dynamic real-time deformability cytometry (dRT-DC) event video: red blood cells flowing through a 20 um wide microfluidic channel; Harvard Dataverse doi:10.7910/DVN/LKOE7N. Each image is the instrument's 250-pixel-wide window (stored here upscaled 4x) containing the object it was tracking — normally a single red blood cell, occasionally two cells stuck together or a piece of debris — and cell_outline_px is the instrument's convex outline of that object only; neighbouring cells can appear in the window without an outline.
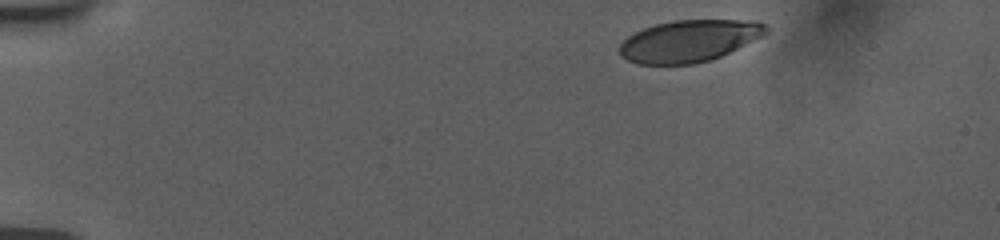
{"species": "human", "species_latin": "Homo sapiens", "temperature_condition": "room temperature", "stored_images_in_passage": 24, "camera_frame_rate_fps": 3000, "um_per_image_px": 0.085, "donor": {"sex": "female"}, "frame": {"image": 1, "passage_image": 1, "time_ms": 0.0, "image_size_px": [1000, 240], "cell_outline_px": [[768, 32], [720, 56], [708, 60], [692, 64], [636, 64], [620, 56], [620, 44], [628, 36], [644, 28], [656, 24], [672, 20], [756, 20], [764, 24], [768, 28]], "centroid_in_image_um": [58.54, 3.47], "position_along_channel_um": 26.5, "area_um2": 35.32}}
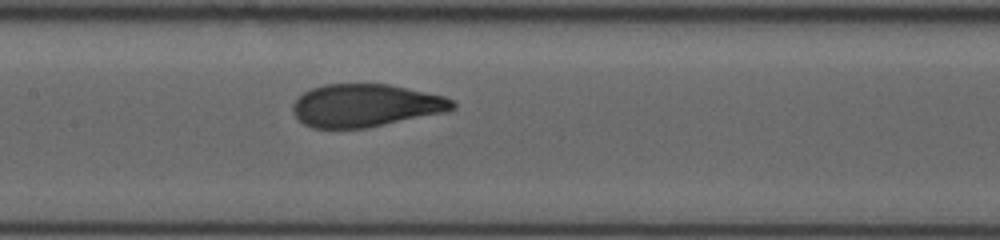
{"frame": {"image": 2, "passage_image": 14, "time_ms": 4.333, "image_size_px": [1000, 240], "cell_outline_px": [[456, 108], [448, 112], [364, 128], [312, 128], [304, 124], [292, 112], [292, 104], [304, 92], [312, 88], [324, 84], [388, 84], [444, 96], [452, 100], [456, 104]], "centroid_in_image_um": [31.08, 8.97], "position_along_channel_um": 176.3, "area_um2": 39.77}}
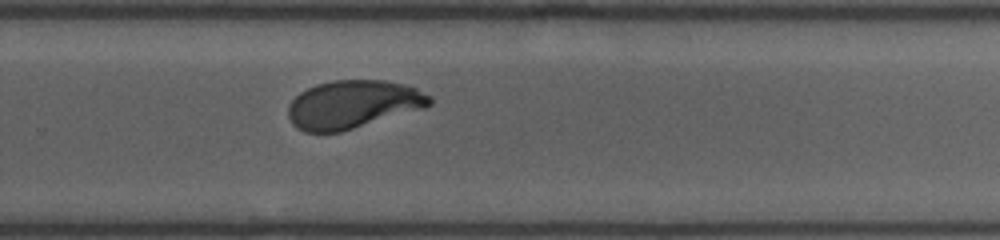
{"frame": {"image": 3, "passage_image": 24, "time_ms": 7.667, "image_size_px": [1000, 240], "cell_outline_px": [[432, 104], [424, 108], [340, 132], [304, 132], [296, 128], [292, 124], [288, 116], [288, 104], [300, 92], [316, 84], [332, 80], [384, 80], [404, 84], [416, 88], [432, 96]], "centroid_in_image_um": [29.99, 8.87], "position_along_channel_um": 299.8, "area_um2": 39.77}}